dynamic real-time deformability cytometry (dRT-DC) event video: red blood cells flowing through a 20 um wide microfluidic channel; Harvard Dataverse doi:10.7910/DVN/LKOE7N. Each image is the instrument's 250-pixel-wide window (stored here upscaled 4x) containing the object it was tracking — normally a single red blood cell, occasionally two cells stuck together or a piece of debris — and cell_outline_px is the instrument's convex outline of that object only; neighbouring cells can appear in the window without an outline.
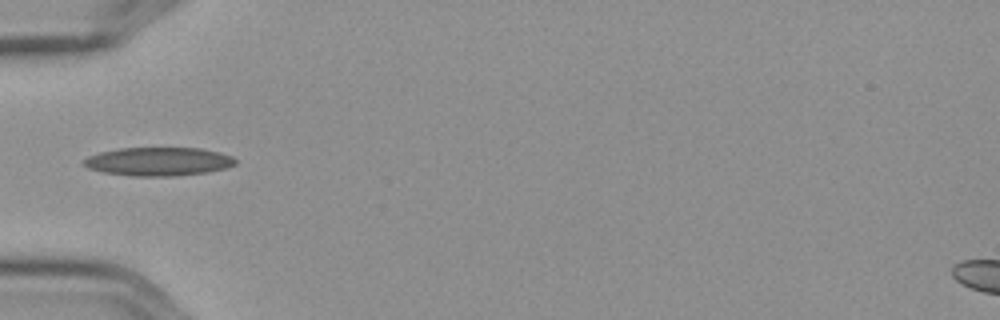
{"species": "Egyptian fruit bat (a non-hibernating species)", "species_latin": "Rousettus aegyptiacus", "temperature_condition": "cold", "stored_images_in_passage": 10, "camera_frame_rate_fps": 3000, "um_per_image_px": 0.085, "frame": {"image": 1, "passage_image": 4, "time_ms": 1.0, "image_size_px": [1000, 320], "cell_outline_px": [[236, 164], [224, 168], [204, 172], [176, 176], [132, 176], [100, 172], [88, 168], [84, 164], [84, 160], [88, 156], [100, 152], [120, 148], [200, 148], [232, 156], [236, 160]], "centroid_in_image_um": [13.43, 13.73], "position_along_channel_um": 71.6, "area_um2": 25.03}}
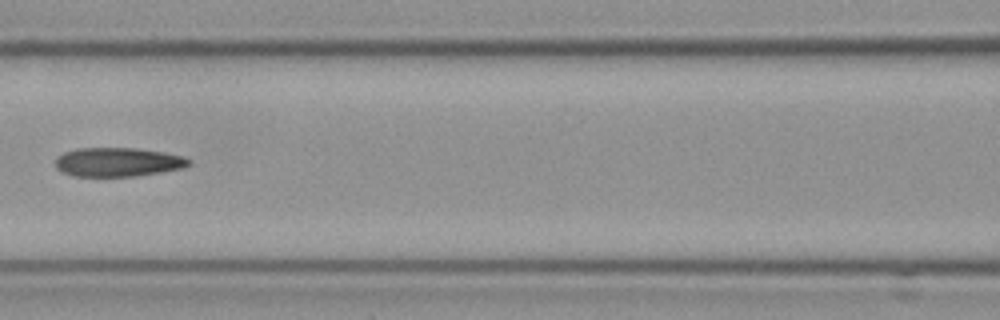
{"frame": {"image": 2, "passage_image": 6, "time_ms": 1.667, "image_size_px": [1000, 320], "cell_outline_px": [[192, 164], [184, 168], [136, 176], [72, 176], [56, 168], [56, 156], [64, 152], [76, 148], [136, 148], [164, 152], [180, 156], [192, 160]], "centroid_in_image_um": [10.02, 13.77], "position_along_channel_um": 156.6, "area_um2": 22.6}}
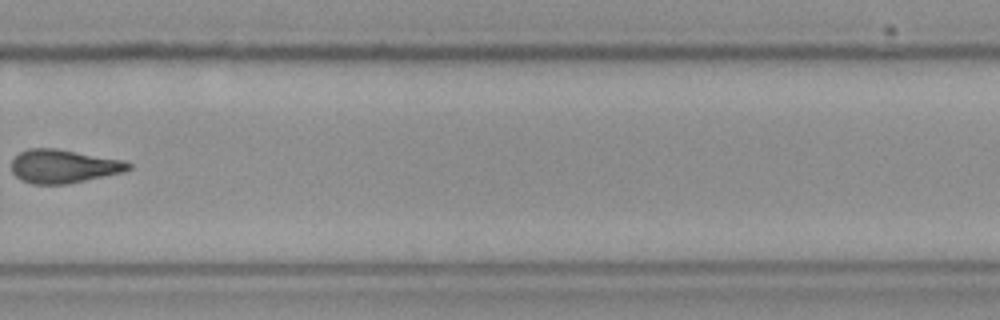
{"frame": {"image": 3, "passage_image": 10, "time_ms": 3.0, "image_size_px": [1000, 320], "cell_outline_px": [[132, 168], [124, 172], [68, 184], [32, 184], [20, 180], [12, 172], [12, 160], [20, 152], [28, 148], [56, 148], [124, 160], [132, 164]], "centroid_in_image_um": [5.41, 14.13], "position_along_channel_um": 324.4, "area_um2": 23.0}}